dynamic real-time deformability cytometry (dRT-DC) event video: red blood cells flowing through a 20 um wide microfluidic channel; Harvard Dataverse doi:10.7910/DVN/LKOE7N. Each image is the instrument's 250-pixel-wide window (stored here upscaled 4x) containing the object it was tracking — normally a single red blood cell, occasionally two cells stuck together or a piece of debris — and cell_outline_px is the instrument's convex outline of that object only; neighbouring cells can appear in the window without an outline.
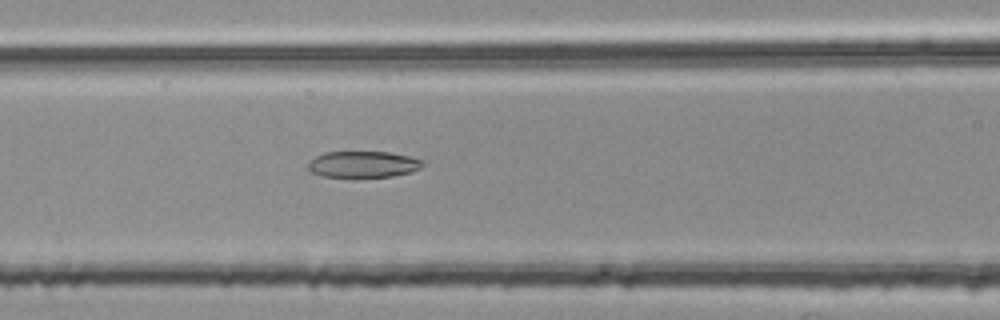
{"species": "common noctule bat (a hibernating species)", "species_latin": "Nyctalus noctula", "temperature_condition": "room temperature", "stored_images_in_passage": 54, "segment_of_instrument_passage": [2, 2], "camera_frame_rate_fps": 3000, "um_per_image_px": 0.085, "animal": {"sex": "female", "body_mass_g": 25.1}, "frame": {"image": 1, "passage_image": 23, "time_ms": 7.333, "image_size_px": [1000, 320], "cell_outline_px": [[424, 164], [420, 168], [412, 172], [392, 176], [352, 180], [320, 176], [312, 172], [308, 168], [308, 164], [316, 156], [324, 152], [392, 152], [408, 156], [420, 160]], "centroid_in_image_um": [30.83, 14.02], "position_along_channel_um": 135.8, "area_um2": 18.32}}
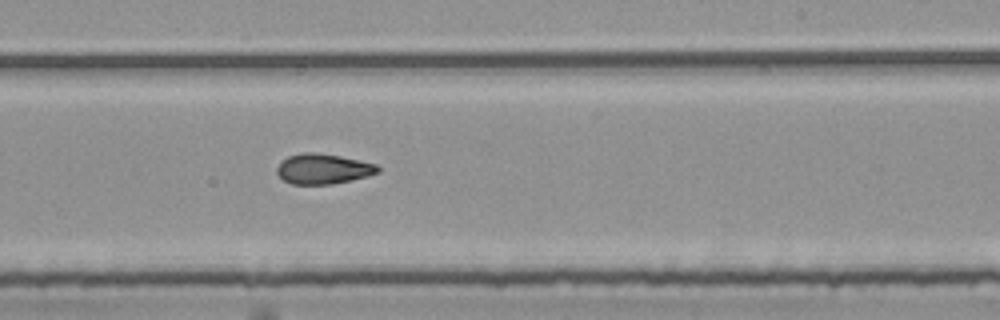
{"frame": {"image": 2, "passage_image": 33, "time_ms": 10.667, "image_size_px": [1000, 320], "cell_outline_px": [[380, 172], [368, 176], [332, 184], [292, 184], [284, 180], [276, 172], [276, 168], [280, 160], [288, 156], [304, 152], [316, 152], [340, 156], [376, 164], [380, 168]], "centroid_in_image_um": [27.44, 14.35], "position_along_channel_um": 261.6, "area_um2": 17.8}}
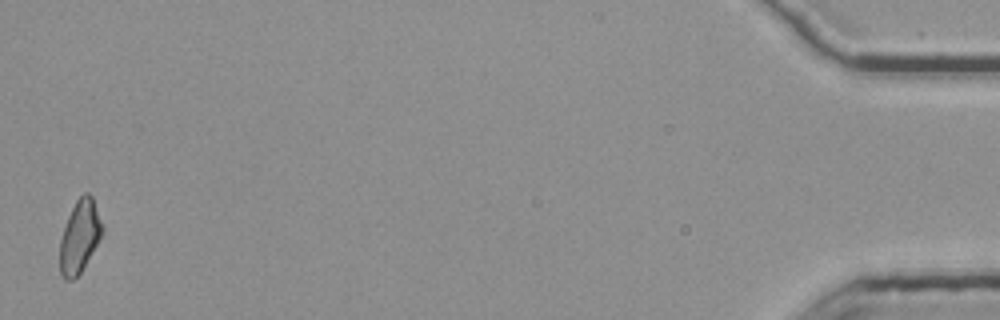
{"frame": {"image": 3, "passage_image": 54, "time_ms": 17.667, "image_size_px": [1000, 320], "cell_outline_px": [[104, 232], [80, 272], [72, 280], [68, 280], [60, 272], [60, 240], [68, 216], [76, 200], [84, 192], [88, 192], [92, 196], [104, 228]], "centroid_in_image_um": [6.78, 20.06], "position_along_channel_um": 428.4, "area_um2": 17.63}}